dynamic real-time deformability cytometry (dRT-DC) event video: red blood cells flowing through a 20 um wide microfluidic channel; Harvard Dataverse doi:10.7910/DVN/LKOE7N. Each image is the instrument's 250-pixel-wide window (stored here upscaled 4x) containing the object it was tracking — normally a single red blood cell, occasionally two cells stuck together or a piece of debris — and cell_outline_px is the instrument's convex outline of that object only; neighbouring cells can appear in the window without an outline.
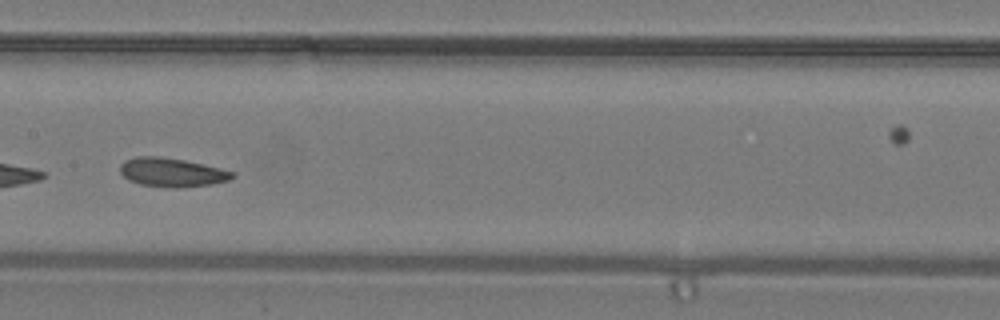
{"species": "common noctule bat (a hibernating species)", "species_latin": "Nyctalus noctula", "temperature_condition": "warm", "stored_images_in_passage": 25, "camera_frame_rate_fps": 3000, "um_per_image_px": 0.085, "animal": {"sex": "male", "body_mass_g": 19.2, "forearm_length_mm": 51.8}, "frame": {"image": 1, "passage_image": 11, "time_ms": 3.333, "image_size_px": [1000, 320], "cell_outline_px": [[236, 176], [228, 180], [212, 184], [180, 188], [172, 188], [140, 184], [128, 180], [120, 172], [120, 164], [124, 160], [136, 156], [160, 156], [184, 160], [204, 164], [236, 172]], "centroid_in_image_um": [14.62, 14.65], "position_along_channel_um": 192.8, "area_um2": 19.07}}
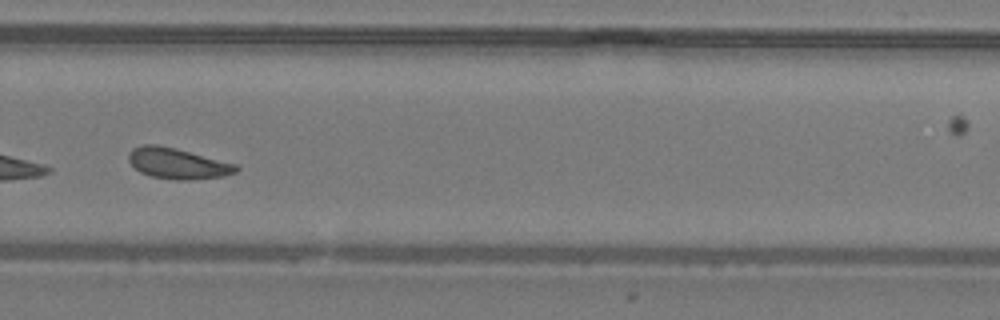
{"frame": {"image": 2, "passage_image": 18, "time_ms": 5.667, "image_size_px": [1000, 320], "cell_outline_px": [[240, 168], [236, 172], [224, 176], [192, 180], [176, 180], [152, 176], [140, 172], [128, 160], [128, 152], [132, 148], [140, 144], [156, 144], [176, 148], [236, 164]], "centroid_in_image_um": [15.08, 13.88], "position_along_channel_um": 314.7, "area_um2": 19.36}}